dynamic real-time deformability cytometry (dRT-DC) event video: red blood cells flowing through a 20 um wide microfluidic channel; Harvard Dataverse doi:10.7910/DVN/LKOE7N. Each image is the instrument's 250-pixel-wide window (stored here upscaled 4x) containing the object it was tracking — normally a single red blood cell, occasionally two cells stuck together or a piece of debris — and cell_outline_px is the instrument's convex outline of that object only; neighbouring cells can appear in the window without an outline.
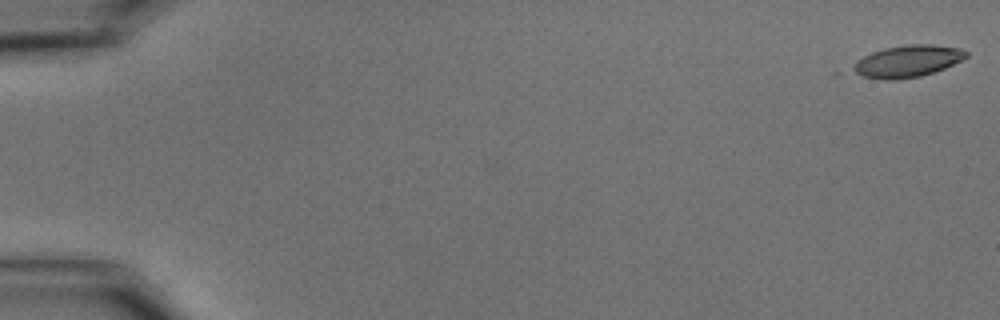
{"species": "common noctule bat (a hibernating species)", "species_latin": "Nyctalus noctula", "temperature_condition": "cold", "stored_images_in_passage": 7, "camera_frame_rate_fps": 3000, "um_per_image_px": 0.085, "animal": {"sex": "male", "body_mass_g": 15.6}, "frame": {"image": 1, "passage_image": 1, "time_ms": 0.0, "image_size_px": [1000, 320], "cell_outline_px": [[968, 56], [944, 68], [920, 76], [892, 80], [884, 80], [832, 76], [832, 72], [872, 52], [884, 48], [904, 44], [932, 44], [960, 48], [968, 52]], "centroid_in_image_um": [76.68, 5.27], "position_along_channel_um": 8.3, "area_um2": 22.95}}